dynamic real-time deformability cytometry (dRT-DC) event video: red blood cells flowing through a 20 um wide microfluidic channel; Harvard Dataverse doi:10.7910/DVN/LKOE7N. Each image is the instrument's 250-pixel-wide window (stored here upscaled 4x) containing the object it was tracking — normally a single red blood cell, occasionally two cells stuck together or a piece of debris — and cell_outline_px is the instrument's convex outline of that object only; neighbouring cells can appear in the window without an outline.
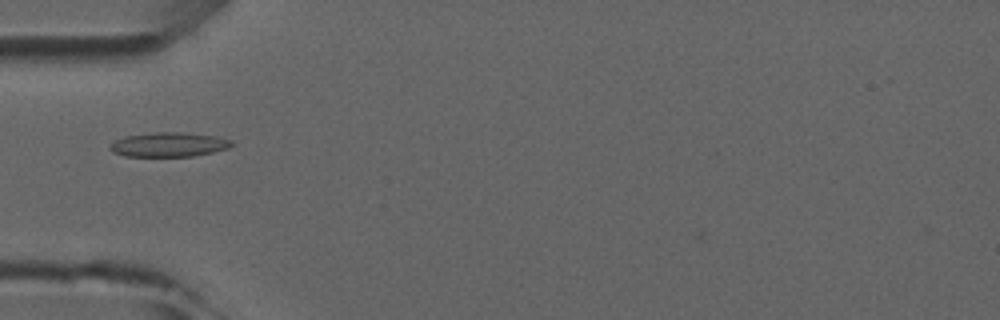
{"species": "common noctule bat (a hibernating species)", "species_latin": "Nyctalus noctula", "temperature_condition": "room temperature", "stored_images_in_passage": 6, "camera_frame_rate_fps": 3000, "um_per_image_px": 0.085, "animal": {"sex": "male", "forearm_length_mm": 52.5}, "frame": {"image": 1, "passage_image": 4, "time_ms": 3.667, "image_size_px": [1000, 320], "cell_outline_px": [[232, 144], [228, 148], [212, 152], [192, 156], [124, 156], [112, 152], [108, 148], [108, 144], [124, 136], [156, 132], [184, 132], [216, 136], [232, 140]], "centroid_in_image_um": [14.3, 12.28], "position_along_channel_um": 70.7, "area_um2": 17.34}}
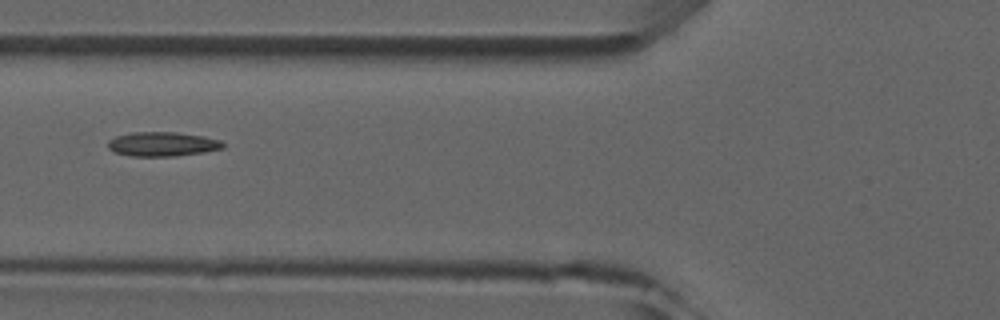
{"frame": {"image": 2, "passage_image": 5, "time_ms": 4.667, "image_size_px": [1000, 320], "cell_outline_px": [[224, 148], [204, 152], [176, 156], [132, 156], [112, 152], [108, 148], [108, 140], [116, 136], [132, 132], [176, 132], [204, 136], [220, 140], [224, 144]], "centroid_in_image_um": [13.79, 12.25], "position_along_channel_um": 112.0, "area_um2": 16.42}}
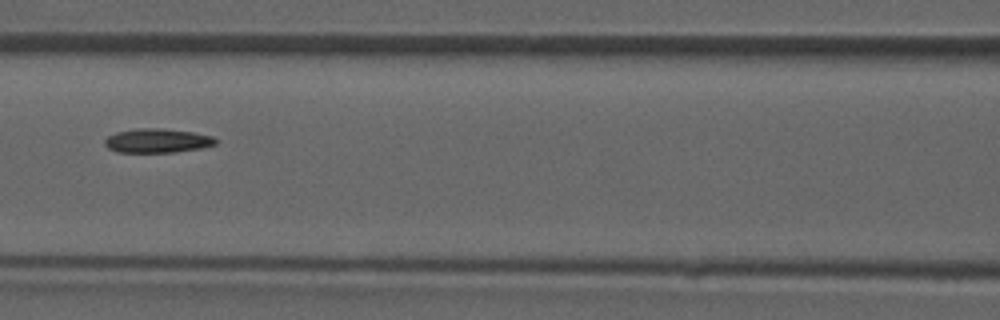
{"frame": {"image": 3, "passage_image": 6, "time_ms": 5.667, "image_size_px": [1000, 320], "cell_outline_px": [[216, 144], [200, 148], [176, 152], [116, 152], [108, 148], [104, 144], [104, 140], [108, 136], [116, 132], [136, 128], [160, 128], [192, 132], [212, 136], [216, 140]], "centroid_in_image_um": [13.33, 11.96], "position_along_channel_um": 153.3, "area_um2": 15.55}}